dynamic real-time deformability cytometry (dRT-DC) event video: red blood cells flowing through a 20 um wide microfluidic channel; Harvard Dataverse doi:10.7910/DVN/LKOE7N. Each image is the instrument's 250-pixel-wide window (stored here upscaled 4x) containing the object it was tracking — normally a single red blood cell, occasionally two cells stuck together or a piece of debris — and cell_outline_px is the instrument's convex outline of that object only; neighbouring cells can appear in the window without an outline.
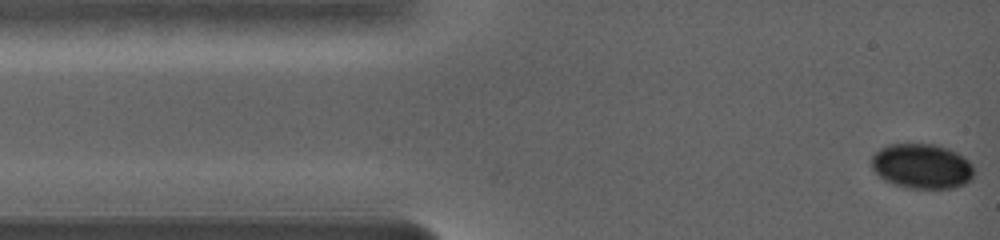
{"species": "common noctule bat (a hibernating species)", "species_latin": "Nyctalus noctula", "temperature_condition": "warm", "stored_images_in_passage": 46, "camera_frame_rate_fps": 5000, "um_per_image_px": 0.085, "animal": {"sex": "female", "body_mass_g": 19.0, "forearm_length_mm": 56.7}, "frame": {"image": 1, "passage_image": 1, "time_ms": 0.0, "image_size_px": [1000, 240], "cell_outline_px": [[972, 180], [956, 188], [908, 188], [884, 180], [872, 168], [872, 156], [880, 148], [888, 144], [936, 144], [948, 148], [964, 156], [972, 164]], "centroid_in_image_um": [78.37, 14.12], "position_along_channel_um": 6.6, "area_um2": 26.82}}
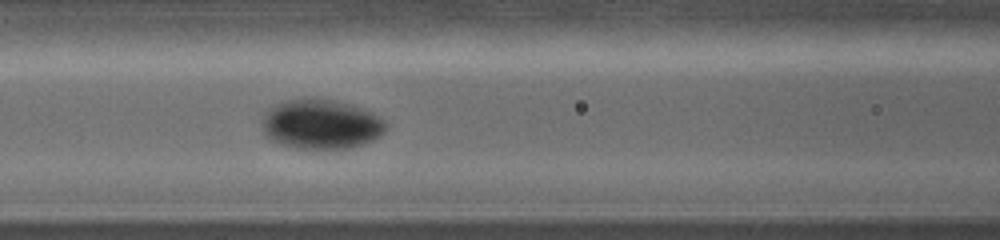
{"frame": {"image": 2, "passage_image": 21, "time_ms": 5.6, "image_size_px": [1000, 240], "cell_outline_px": [[388, 128], [380, 136], [364, 144], [352, 148], [296, 148], [280, 144], [264, 136], [264, 116], [272, 108], [288, 100], [304, 96], [316, 96], [348, 104], [360, 108], [384, 120], [388, 124]], "centroid_in_image_um": [27.31, 10.55], "position_along_channel_um": 139.3, "area_um2": 35.66}}
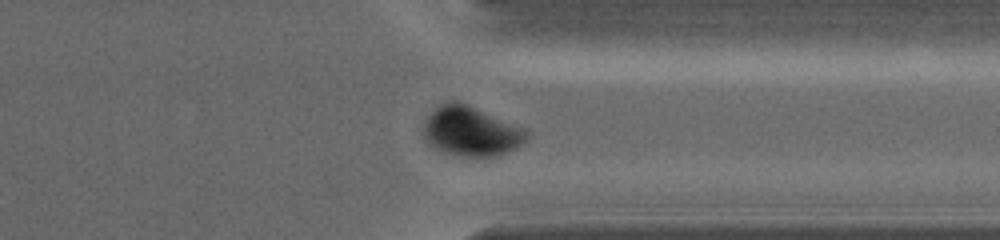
{"frame": {"image": 3, "passage_image": 40, "time_ms": 12.0, "image_size_px": [1000, 240], "cell_outline_px": [[528, 140], [524, 144], [500, 156], [460, 156], [436, 148], [428, 144], [424, 136], [424, 120], [440, 104], [448, 100], [456, 100], [524, 128], [528, 132]], "centroid_in_image_um": [40.06, 11.16], "position_along_channel_um": 371.3, "area_um2": 29.65}}